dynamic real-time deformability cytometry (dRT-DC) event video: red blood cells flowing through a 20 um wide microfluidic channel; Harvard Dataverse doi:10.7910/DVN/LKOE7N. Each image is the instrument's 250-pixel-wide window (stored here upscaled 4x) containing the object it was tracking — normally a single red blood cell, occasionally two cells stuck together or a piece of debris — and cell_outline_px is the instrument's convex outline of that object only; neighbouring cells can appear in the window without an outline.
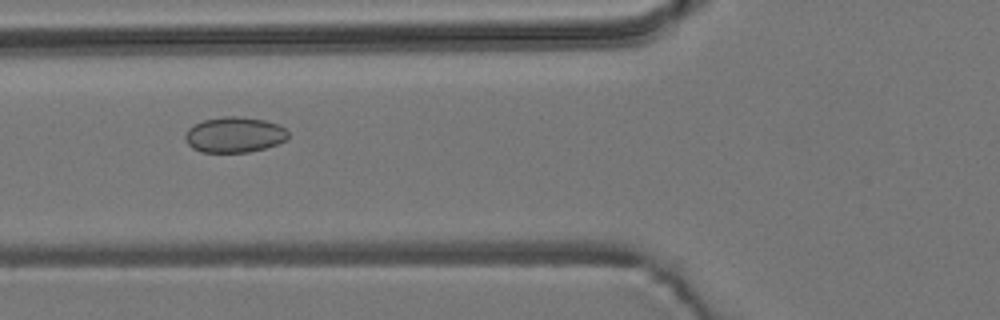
{"species": "common noctule bat (a hibernating species)", "species_latin": "Nyctalus noctula", "temperature_condition": "room temperature", "stored_images_in_passage": 7, "camera_frame_rate_fps": 3000, "um_per_image_px": 0.085, "animal": {"sex": "male", "body_mass_g": 19.2, "forearm_length_mm": 51.8}, "frame": {"image": 1, "passage_image": 5, "time_ms": 4.667, "image_size_px": [1000, 320], "cell_outline_px": [[288, 140], [264, 148], [248, 152], [200, 152], [192, 148], [184, 140], [184, 136], [188, 128], [204, 120], [224, 116], [236, 116], [264, 120], [276, 124], [284, 128], [288, 132]], "centroid_in_image_um": [19.9, 11.46], "position_along_channel_um": 105.9, "area_um2": 21.27}}
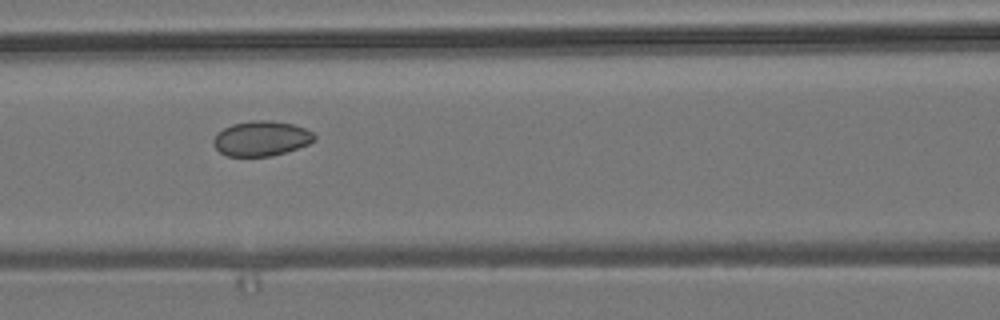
{"frame": {"image": 2, "passage_image": 6, "time_ms": 5.667, "image_size_px": [1000, 320], "cell_outline_px": [[316, 140], [308, 144], [272, 156], [228, 156], [220, 152], [212, 144], [212, 140], [216, 132], [232, 124], [252, 120], [272, 120], [292, 124], [304, 128], [312, 132], [316, 136]], "centroid_in_image_um": [22.18, 11.76], "position_along_channel_um": 144.4, "area_um2": 20.63}}
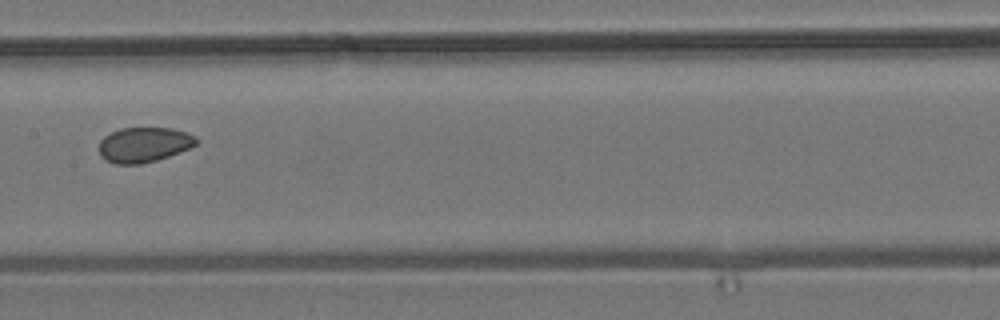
{"frame": {"image": 3, "passage_image": 7, "time_ms": 7.0, "image_size_px": [1000, 320], "cell_outline_px": [[200, 140], [196, 144], [188, 148], [168, 156], [156, 160], [140, 164], [116, 164], [104, 160], [100, 156], [100, 140], [104, 136], [120, 128], [172, 128], [188, 132], [196, 136]], "centroid_in_image_um": [12.24, 12.29], "position_along_channel_um": 195.2, "area_um2": 19.88}}